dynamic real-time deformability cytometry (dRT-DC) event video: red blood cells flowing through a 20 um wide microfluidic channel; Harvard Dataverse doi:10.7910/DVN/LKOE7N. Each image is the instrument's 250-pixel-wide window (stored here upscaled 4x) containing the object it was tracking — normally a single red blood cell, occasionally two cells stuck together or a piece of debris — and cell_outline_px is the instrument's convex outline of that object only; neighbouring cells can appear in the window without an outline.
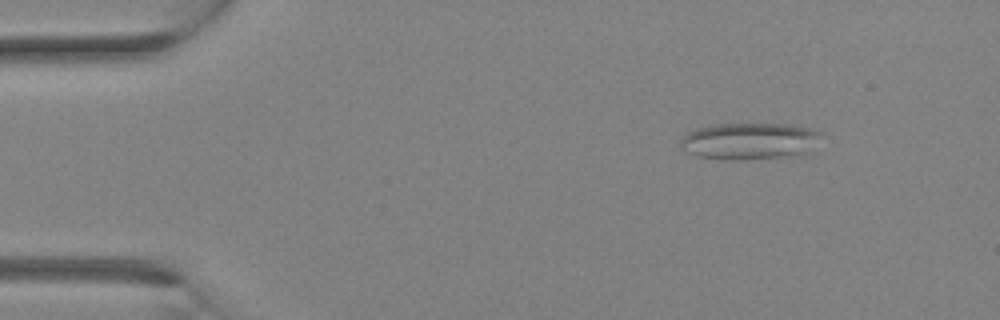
{"species": "Egyptian fruit bat (a non-hibernating species)", "species_latin": "Rousettus aegyptiacus", "temperature_condition": "room temperature", "stored_images_in_passage": 30, "camera_frame_rate_fps": 3000, "um_per_image_px": 0.085, "animal": {"sex": "female"}, "frame": {"image": 1, "passage_image": 2, "time_ms": 0.333, "image_size_px": [1000, 320], "cell_outline_px": [[820, 132], [808, 152], [796, 156], [740, 160], [724, 160], [696, 156], [688, 152], [680, 144], [680, 140], [688, 132], [696, 128], [712, 124], [788, 124], [808, 128]], "centroid_in_image_um": [63.64, 12.0], "position_along_channel_um": 21.4, "area_um2": 30.0}}
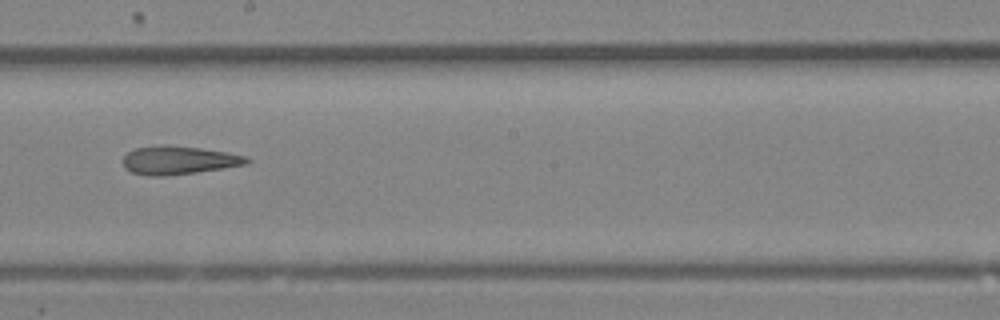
{"frame": {"image": 2, "passage_image": 16, "time_ms": 5.0, "image_size_px": [1000, 320], "cell_outline_px": [[252, 160], [248, 164], [196, 172], [168, 176], [148, 176], [132, 172], [124, 168], [124, 156], [128, 152], [136, 148], [160, 144], [168, 144], [200, 148], [228, 152], [244, 156]], "centroid_in_image_um": [15.18, 13.61], "position_along_channel_um": 233.0, "area_um2": 20.58}}
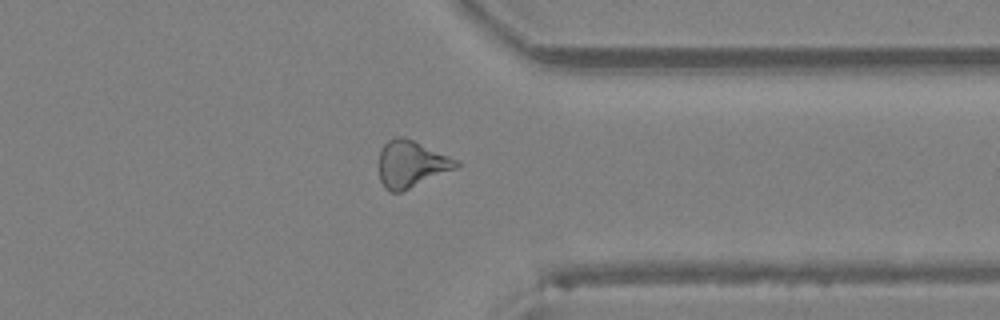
{"frame": {"image": 3, "passage_image": 23, "time_ms": 7.333, "image_size_px": [1000, 320], "cell_outline_px": [[460, 164], [456, 168], [400, 192], [388, 192], [384, 188], [380, 180], [380, 148], [388, 140], [396, 136], [404, 136], [448, 156], [456, 160]], "centroid_in_image_um": [34.91, 13.94], "position_along_channel_um": 376.5, "area_um2": 20.69}}